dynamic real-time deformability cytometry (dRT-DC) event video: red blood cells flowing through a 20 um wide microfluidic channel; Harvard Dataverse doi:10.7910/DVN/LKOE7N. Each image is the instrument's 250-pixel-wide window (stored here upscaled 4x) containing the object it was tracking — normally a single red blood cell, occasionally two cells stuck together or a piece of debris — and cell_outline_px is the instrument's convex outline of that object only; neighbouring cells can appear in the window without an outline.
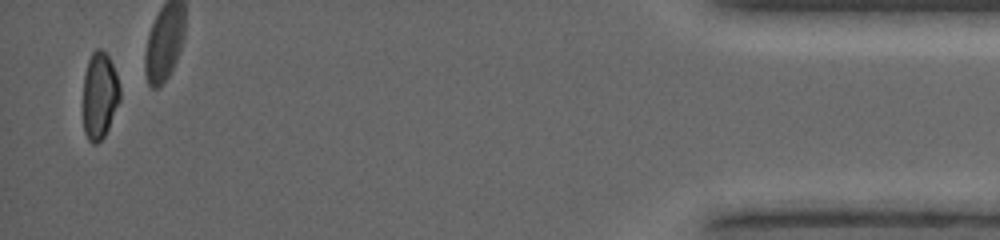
{"species": "common noctule bat (a hibernating species)", "species_latin": "Nyctalus noctula", "temperature_condition": "warm", "stored_images_in_passage": 16, "camera_frame_rate_fps": 5000, "um_per_image_px": 0.085, "animal": {"sex": "female", "body_mass_g": 19.0, "forearm_length_mm": 53.3}, "frame": {"image": 1, "passage_image": 16, "time_ms": 7.0, "image_size_px": [1000, 240], "cell_outline_px": [[120, 100], [108, 128], [104, 136], [96, 144], [92, 144], [88, 140], [84, 132], [84, 76], [88, 60], [92, 52], [96, 48], [100, 48], [108, 56], [112, 64], [120, 88]], "centroid_in_image_um": [8.46, 8.12], "position_along_channel_um": 426.7, "area_um2": 18.44}}